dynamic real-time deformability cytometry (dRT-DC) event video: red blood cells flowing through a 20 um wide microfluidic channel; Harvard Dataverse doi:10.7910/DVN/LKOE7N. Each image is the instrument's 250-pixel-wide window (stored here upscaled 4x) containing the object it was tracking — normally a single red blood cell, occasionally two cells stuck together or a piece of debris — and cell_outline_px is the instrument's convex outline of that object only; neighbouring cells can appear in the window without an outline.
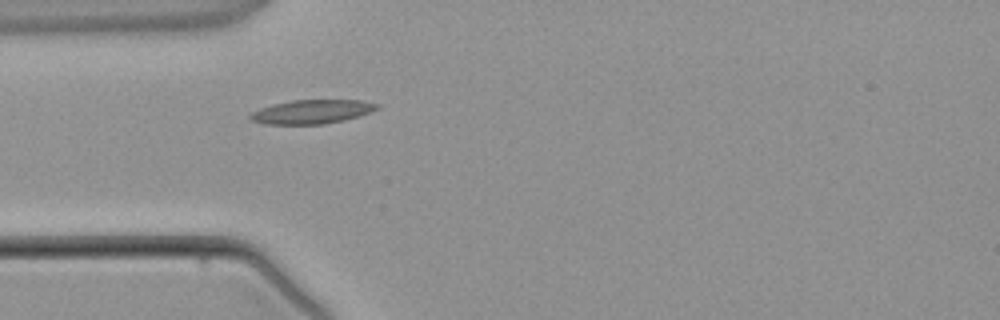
{"species": "common noctule bat (a hibernating species)", "species_latin": "Nyctalus noctula", "temperature_condition": "warm", "stored_images_in_passage": 2, "camera_frame_rate_fps": 3000, "um_per_image_px": 0.085, "animal": {"sex": "male", "body_mass_g": 21.5, "forearm_length_mm": 52.0}, "frame": {"image": 1, "passage_image": 2, "time_ms": 1.333, "image_size_px": [1000, 320], "cell_outline_px": [[380, 108], [372, 112], [360, 116], [344, 120], [324, 124], [264, 124], [252, 120], [248, 116], [252, 112], [260, 108], [272, 104], [292, 100], [360, 100], [380, 104]], "centroid_in_image_um": [26.55, 9.49], "position_along_channel_um": 58.5, "area_um2": 17.8}}